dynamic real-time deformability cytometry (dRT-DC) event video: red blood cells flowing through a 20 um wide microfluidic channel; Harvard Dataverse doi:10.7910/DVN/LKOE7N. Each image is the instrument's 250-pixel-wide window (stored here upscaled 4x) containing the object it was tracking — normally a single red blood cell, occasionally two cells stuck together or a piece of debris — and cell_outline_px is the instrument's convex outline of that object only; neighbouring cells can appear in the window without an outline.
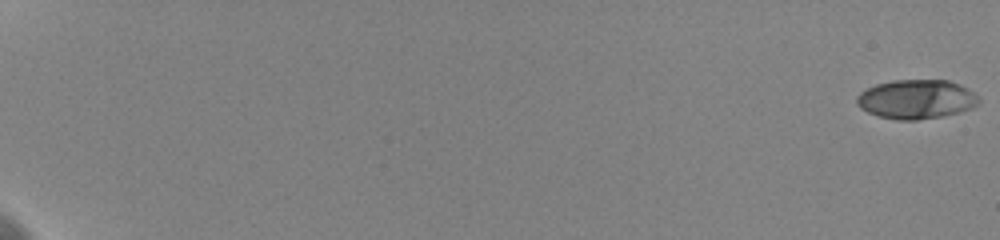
{"species": "human", "species_latin": "Homo sapiens", "temperature_condition": "cold", "stored_images_in_passage": 20, "camera_frame_rate_fps": 3000, "um_per_image_px": 0.085, "donor": {"sex": "female"}, "frame": {"image": 1, "passage_image": 1, "time_ms": 0.0, "image_size_px": [1000, 240], "cell_outline_px": [[980, 100], [972, 108], [960, 112], [940, 116], [916, 120], [896, 120], [880, 116], [868, 112], [860, 108], [856, 104], [856, 96], [860, 92], [876, 84], [892, 80], [948, 80], [960, 84], [968, 88]], "centroid_in_image_um": [77.86, 8.43], "position_along_channel_um": 7.1, "area_um2": 27.8}}